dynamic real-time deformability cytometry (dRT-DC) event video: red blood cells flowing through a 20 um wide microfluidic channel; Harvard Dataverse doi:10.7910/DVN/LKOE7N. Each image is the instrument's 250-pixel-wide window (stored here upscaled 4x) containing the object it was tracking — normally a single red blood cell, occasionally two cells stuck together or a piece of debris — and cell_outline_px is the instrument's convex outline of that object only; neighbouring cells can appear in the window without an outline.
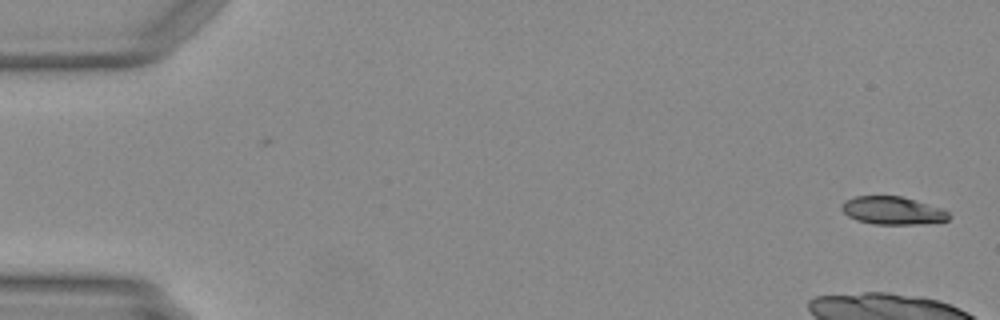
{"species": "Egyptian fruit bat (a non-hibernating species)", "species_latin": "Rousettus aegyptiacus", "temperature_condition": "warm", "stored_images_in_passage": 51, "camera_frame_rate_fps": 3000, "um_per_image_px": 0.085, "animal": {"sex": "female"}, "frame": {"image": 1, "passage_image": 1, "time_ms": 0.0, "image_size_px": [1000, 320], "cell_outline_px": [[948, 220], [916, 224], [872, 224], [856, 220], [848, 216], [840, 208], [848, 200], [856, 196], [900, 196], [940, 208], [948, 212]], "centroid_in_image_um": [75.83, 17.9], "position_along_channel_um": 9.2, "area_um2": 16.99}}
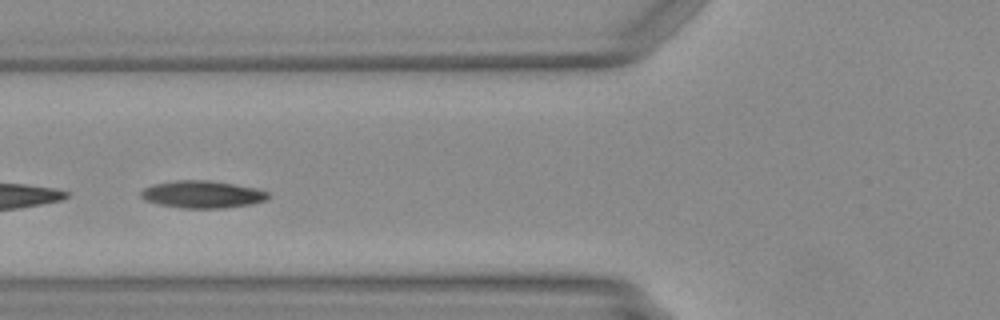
{"frame": {"image": 2, "passage_image": 21, "time_ms": 6.667, "image_size_px": [1000, 320], "cell_outline_px": [[272, 192], [268, 200], [252, 204], [224, 208], [180, 208], [160, 204], [144, 200], [140, 196], [140, 192], [144, 188], [152, 184], [176, 180], [208, 180], [256, 188]], "centroid_in_image_um": [17.23, 16.52], "position_along_channel_um": 108.6, "area_um2": 20.46}}
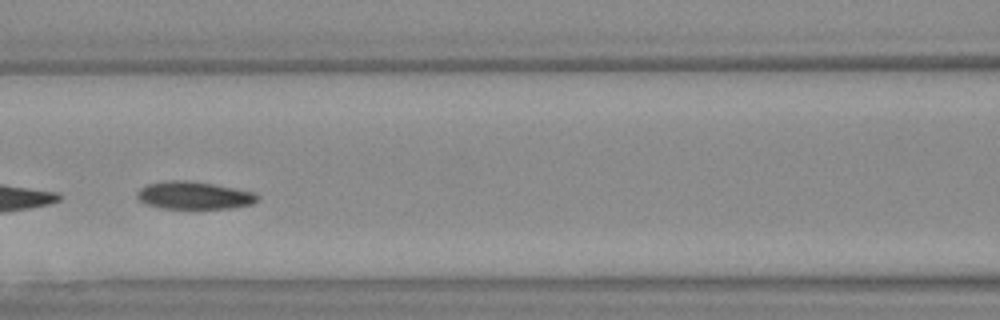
{"frame": {"image": 3, "passage_image": 24, "time_ms": 7.667, "image_size_px": [1000, 320], "cell_outline_px": [[260, 200], [252, 204], [228, 208], [160, 208], [144, 204], [136, 196], [136, 192], [140, 188], [148, 184], [164, 180], [184, 180], [212, 184], [256, 192], [260, 196]], "centroid_in_image_um": [16.49, 16.6], "position_along_channel_um": 150.1, "area_um2": 19.48}}